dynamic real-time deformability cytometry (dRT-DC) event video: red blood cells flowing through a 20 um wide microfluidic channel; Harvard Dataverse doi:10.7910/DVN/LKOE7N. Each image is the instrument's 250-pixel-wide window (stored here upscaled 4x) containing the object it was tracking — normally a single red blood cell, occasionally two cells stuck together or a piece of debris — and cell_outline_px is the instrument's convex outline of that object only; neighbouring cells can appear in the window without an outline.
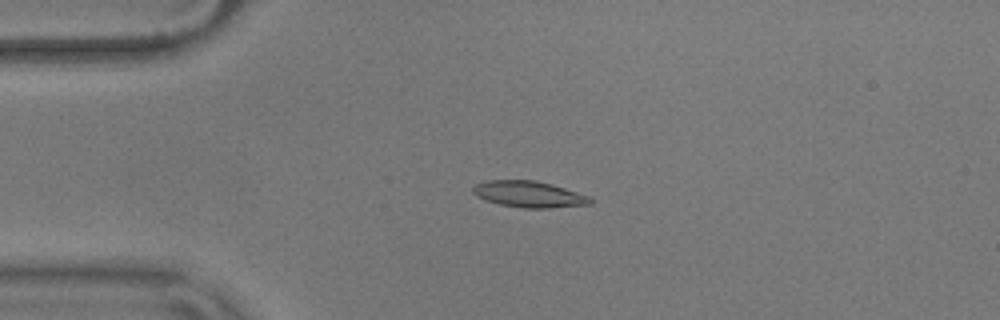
{"species": "common noctule bat (a hibernating species)", "species_latin": "Nyctalus noctula", "temperature_condition": "warm", "stored_images_in_passage": 55, "camera_frame_rate_fps": 3000, "um_per_image_px": 0.085, "animal": {"sex": "male", "body_mass_g": 17.9}, "frame": {"image": 1, "passage_image": 13, "time_ms": 4.0, "image_size_px": [1000, 320], "cell_outline_px": [[592, 204], [548, 208], [524, 208], [500, 204], [476, 196], [472, 192], [472, 188], [476, 184], [488, 180], [536, 180], [552, 184], [588, 196], [592, 200]], "centroid_in_image_um": [44.95, 16.5], "position_along_channel_um": 40.0, "area_um2": 17.8}}
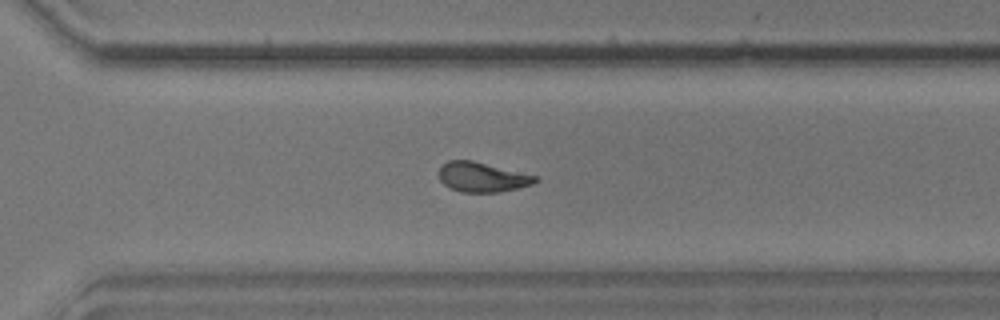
{"frame": {"image": 2, "passage_image": 39, "time_ms": 12.667, "image_size_px": [1000, 320], "cell_outline_px": [[540, 180], [532, 184], [500, 192], [460, 192], [444, 184], [440, 180], [440, 168], [448, 160], [472, 160], [536, 176]], "centroid_in_image_um": [40.99, 15.05], "position_along_channel_um": 329.6, "area_um2": 16.42}}
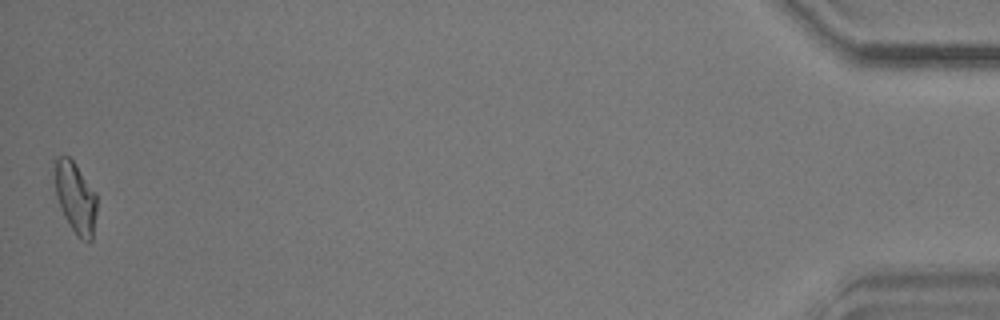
{"frame": {"image": 3, "passage_image": 55, "time_ms": 18.0, "image_size_px": [1000, 320], "cell_outline_px": [[96, 212], [92, 240], [88, 244], [72, 228], [64, 216], [56, 196], [52, 160], [56, 156], [68, 156], [76, 164], [96, 192]], "centroid_in_image_um": [6.39, 16.72], "position_along_channel_um": 428.8, "area_um2": 17.63}, "authors_computed_cell_mechanics": {"area_um2": 17.1088, "velocity_mm_per_s": 3.6239, "shape_relaxation_time_tau1_ms": 7.4665, "shape_relaxation_time_tau2_ms": 2.6724, "deformation_change_tau1": 0.2052, "deformation_change_tau2": 0.0955}}